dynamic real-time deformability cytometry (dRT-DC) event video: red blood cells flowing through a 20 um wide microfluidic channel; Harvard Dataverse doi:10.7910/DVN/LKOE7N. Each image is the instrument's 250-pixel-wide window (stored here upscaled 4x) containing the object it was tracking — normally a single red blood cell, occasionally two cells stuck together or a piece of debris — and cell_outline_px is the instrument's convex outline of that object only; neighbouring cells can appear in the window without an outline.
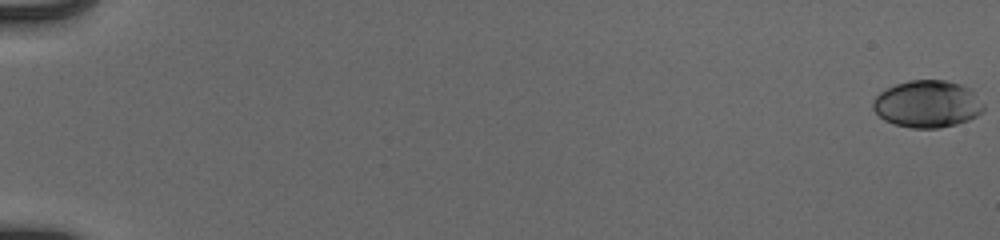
{"species": "human", "species_latin": "Homo sapiens", "temperature_condition": "cold", "stored_images_in_passage": 56, "camera_frame_rate_fps": 3000, "um_per_image_px": 0.085, "donor": {"sex": "male"}, "frame": {"image": 1, "passage_image": 1, "time_ms": 0.0, "image_size_px": [1000, 240], "cell_outline_px": [[984, 108], [976, 116], [968, 120], [956, 124], [936, 128], [912, 128], [896, 124], [884, 120], [872, 108], [872, 104], [876, 96], [880, 92], [896, 84], [908, 80], [944, 80], [960, 84], [968, 88], [984, 104]], "centroid_in_image_um": [78.81, 8.84], "position_along_channel_um": 6.2, "area_um2": 30.06}}
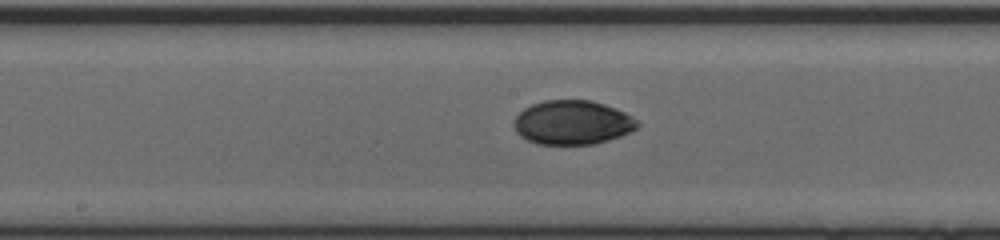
{"frame": {"image": 2, "passage_image": 32, "time_ms": 10.333, "image_size_px": [1000, 240], "cell_outline_px": [[640, 124], [632, 132], [608, 140], [592, 144], [536, 144], [520, 136], [516, 132], [512, 124], [512, 120], [524, 108], [532, 104], [544, 100], [592, 100], [616, 108], [632, 116]], "centroid_in_image_um": [48.64, 10.41], "position_along_channel_um": 199.6, "area_um2": 31.96}}
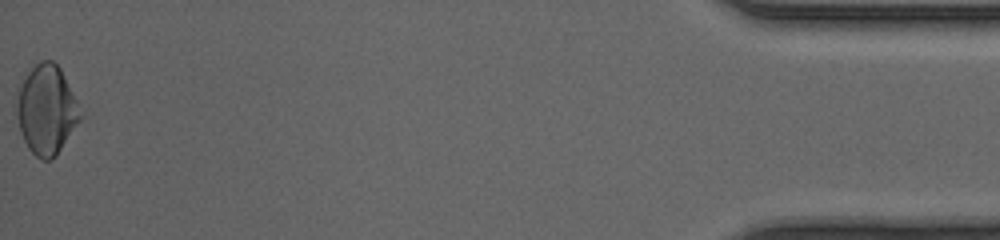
{"frame": {"image": 3, "passage_image": 56, "time_ms": 18.333, "image_size_px": [1000, 240], "cell_outline_px": [[80, 120], [56, 156], [52, 160], [40, 160], [28, 148], [20, 132], [16, 112], [16, 104], [20, 88], [28, 72], [40, 60], [52, 60], [60, 68], [76, 100], [80, 116]], "centroid_in_image_um": [3.93, 9.36], "position_along_channel_um": 431.3, "area_um2": 32.48}, "authors_computed_cell_mechanics": {"area_um2": 30.923, "velocity_mm_per_s": 3.9545, "shape_relaxation_time_tau1_ms": 4.616, "shape_relaxation_time_tau2_ms": 2.517, "deformation_change_tau1": 0.125, "deformation_change_tau2": 0.0396}}